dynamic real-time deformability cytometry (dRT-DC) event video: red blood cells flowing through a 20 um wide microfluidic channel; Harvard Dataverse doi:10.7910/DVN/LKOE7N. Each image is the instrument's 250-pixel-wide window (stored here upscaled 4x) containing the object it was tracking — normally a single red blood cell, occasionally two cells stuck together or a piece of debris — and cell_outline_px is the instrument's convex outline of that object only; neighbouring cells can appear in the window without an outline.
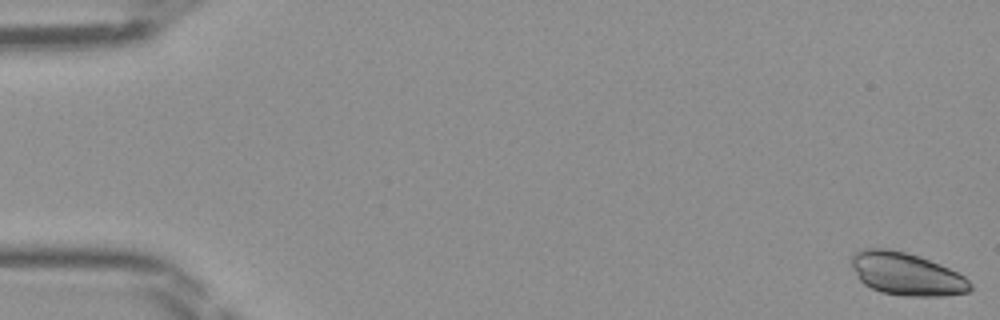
{"species": "Egyptian fruit bat (a non-hibernating species)", "species_latin": "Rousettus aegyptiacus", "temperature_condition": "room temperature", "stored_images_in_passage": 48, "camera_frame_rate_fps": 3000, "um_per_image_px": 0.085, "frame": {"image": 1, "passage_image": 1, "time_ms": 0.0, "image_size_px": [1000, 320], "cell_outline_px": [[972, 288], [968, 292], [944, 296], [904, 296], [880, 292], [864, 284], [860, 280], [852, 268], [852, 252], [860, 248], [888, 248], [904, 252], [940, 264], [964, 276], [972, 284]], "centroid_in_image_um": [77.02, 23.29], "position_along_channel_um": 8.0, "area_um2": 29.54}}
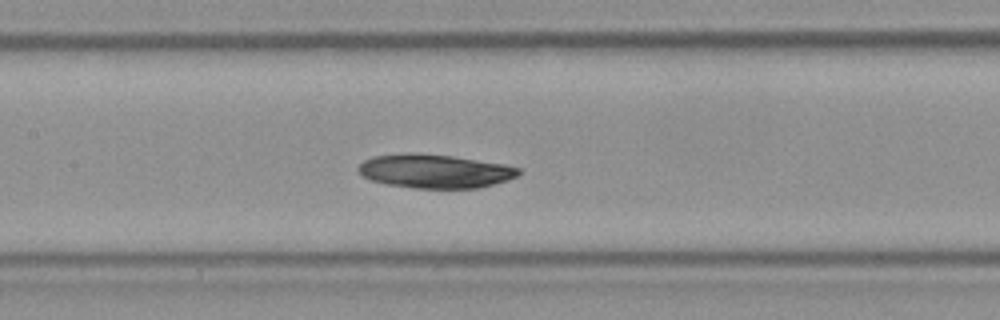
{"frame": {"image": 2, "passage_image": 23, "time_ms": 7.333, "image_size_px": [1000, 320], "cell_outline_px": [[520, 172], [516, 176], [508, 180], [476, 188], [416, 188], [388, 184], [372, 180], [364, 176], [356, 168], [364, 160], [372, 156], [408, 152], [452, 156], [504, 164], [520, 168]], "centroid_in_image_um": [36.94, 14.54], "position_along_channel_um": 170.5, "area_um2": 31.33}}
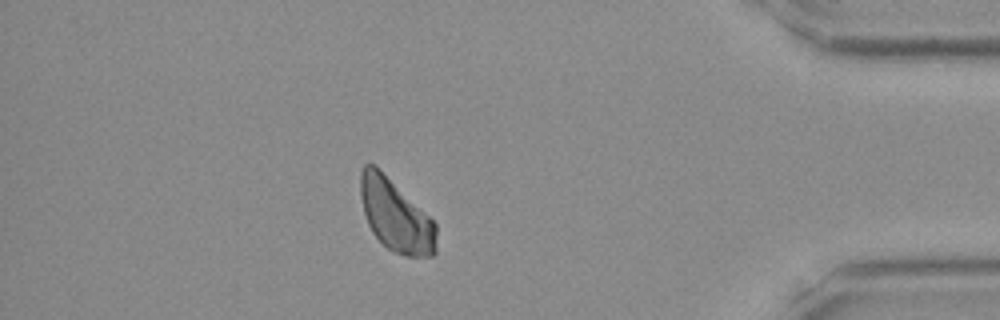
{"frame": {"image": 3, "passage_image": 42, "time_ms": 13.667, "image_size_px": [1000, 320], "cell_outline_px": [[436, 252], [432, 256], [404, 256], [388, 248], [372, 232], [368, 224], [364, 212], [360, 196], [360, 172], [364, 164], [376, 164], [436, 224]], "centroid_in_image_um": [33.61, 18.3], "position_along_channel_um": 401.6, "area_um2": 31.62}}